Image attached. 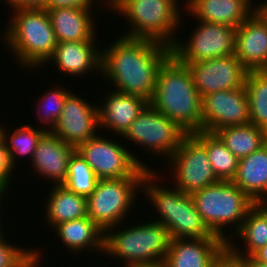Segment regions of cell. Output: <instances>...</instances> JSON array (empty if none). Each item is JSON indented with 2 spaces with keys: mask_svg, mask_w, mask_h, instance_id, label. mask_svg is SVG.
<instances>
[{
  "mask_svg": "<svg viewBox=\"0 0 267 267\" xmlns=\"http://www.w3.org/2000/svg\"><path fill=\"white\" fill-rule=\"evenodd\" d=\"M172 166L173 186L186 194H192L219 180L209 162L206 148L192 135L187 134L179 148L168 158ZM174 168V169H173Z\"/></svg>",
  "mask_w": 267,
  "mask_h": 267,
  "instance_id": "obj_12",
  "label": "cell"
},
{
  "mask_svg": "<svg viewBox=\"0 0 267 267\" xmlns=\"http://www.w3.org/2000/svg\"><path fill=\"white\" fill-rule=\"evenodd\" d=\"M2 201H3V200H2V198H1V199H0V206L2 205V204H1ZM0 208H1V210H3V209H2V206H1ZM1 210H0V211H1ZM0 213H1V212H0ZM1 217H2V215L0 214V237L5 233V232L2 231V229H4V228H2V222H1V221H3V220H1Z\"/></svg>",
  "mask_w": 267,
  "mask_h": 267,
  "instance_id": "obj_43",
  "label": "cell"
},
{
  "mask_svg": "<svg viewBox=\"0 0 267 267\" xmlns=\"http://www.w3.org/2000/svg\"><path fill=\"white\" fill-rule=\"evenodd\" d=\"M47 131L44 128L31 127V125H24L22 127L15 128L14 131L8 132L5 127L2 132V140L5 142L8 149L11 164L16 166L17 156H30L32 161L35 150L37 148V143L41 136ZM12 133V134H11Z\"/></svg>",
  "mask_w": 267,
  "mask_h": 267,
  "instance_id": "obj_30",
  "label": "cell"
},
{
  "mask_svg": "<svg viewBox=\"0 0 267 267\" xmlns=\"http://www.w3.org/2000/svg\"><path fill=\"white\" fill-rule=\"evenodd\" d=\"M235 235L237 237L236 240L241 239L242 243L245 242L243 244L244 247L239 248L237 244H234L235 239L233 243L229 239L226 244L227 249L240 258L252 256L257 250L267 244V213L256 204L249 211Z\"/></svg>",
  "mask_w": 267,
  "mask_h": 267,
  "instance_id": "obj_26",
  "label": "cell"
},
{
  "mask_svg": "<svg viewBox=\"0 0 267 267\" xmlns=\"http://www.w3.org/2000/svg\"><path fill=\"white\" fill-rule=\"evenodd\" d=\"M234 55L248 71L267 70V21L257 10L236 28Z\"/></svg>",
  "mask_w": 267,
  "mask_h": 267,
  "instance_id": "obj_16",
  "label": "cell"
},
{
  "mask_svg": "<svg viewBox=\"0 0 267 267\" xmlns=\"http://www.w3.org/2000/svg\"><path fill=\"white\" fill-rule=\"evenodd\" d=\"M107 138L98 134L76 147L99 179L144 177L148 170H153L133 154L136 150L131 153L124 143Z\"/></svg>",
  "mask_w": 267,
  "mask_h": 267,
  "instance_id": "obj_9",
  "label": "cell"
},
{
  "mask_svg": "<svg viewBox=\"0 0 267 267\" xmlns=\"http://www.w3.org/2000/svg\"><path fill=\"white\" fill-rule=\"evenodd\" d=\"M246 267H267L266 263L257 261L253 256L242 258Z\"/></svg>",
  "mask_w": 267,
  "mask_h": 267,
  "instance_id": "obj_39",
  "label": "cell"
},
{
  "mask_svg": "<svg viewBox=\"0 0 267 267\" xmlns=\"http://www.w3.org/2000/svg\"><path fill=\"white\" fill-rule=\"evenodd\" d=\"M211 267H246L242 258L232 254L227 248L213 262Z\"/></svg>",
  "mask_w": 267,
  "mask_h": 267,
  "instance_id": "obj_35",
  "label": "cell"
},
{
  "mask_svg": "<svg viewBox=\"0 0 267 267\" xmlns=\"http://www.w3.org/2000/svg\"><path fill=\"white\" fill-rule=\"evenodd\" d=\"M192 135L206 148L216 178L219 181H232L237 172L239 159L214 133L197 131Z\"/></svg>",
  "mask_w": 267,
  "mask_h": 267,
  "instance_id": "obj_28",
  "label": "cell"
},
{
  "mask_svg": "<svg viewBox=\"0 0 267 267\" xmlns=\"http://www.w3.org/2000/svg\"><path fill=\"white\" fill-rule=\"evenodd\" d=\"M46 0H8L6 5H9L12 10L18 9H44Z\"/></svg>",
  "mask_w": 267,
  "mask_h": 267,
  "instance_id": "obj_37",
  "label": "cell"
},
{
  "mask_svg": "<svg viewBox=\"0 0 267 267\" xmlns=\"http://www.w3.org/2000/svg\"><path fill=\"white\" fill-rule=\"evenodd\" d=\"M4 235L0 237V267H39L43 254L40 249H23L8 243Z\"/></svg>",
  "mask_w": 267,
  "mask_h": 267,
  "instance_id": "obj_32",
  "label": "cell"
},
{
  "mask_svg": "<svg viewBox=\"0 0 267 267\" xmlns=\"http://www.w3.org/2000/svg\"><path fill=\"white\" fill-rule=\"evenodd\" d=\"M267 213V201L257 203Z\"/></svg>",
  "mask_w": 267,
  "mask_h": 267,
  "instance_id": "obj_44",
  "label": "cell"
},
{
  "mask_svg": "<svg viewBox=\"0 0 267 267\" xmlns=\"http://www.w3.org/2000/svg\"><path fill=\"white\" fill-rule=\"evenodd\" d=\"M5 195V196H4ZM6 195L8 194H5L1 189H0V199L3 198V197H7Z\"/></svg>",
  "mask_w": 267,
  "mask_h": 267,
  "instance_id": "obj_45",
  "label": "cell"
},
{
  "mask_svg": "<svg viewBox=\"0 0 267 267\" xmlns=\"http://www.w3.org/2000/svg\"><path fill=\"white\" fill-rule=\"evenodd\" d=\"M45 201L44 218L52 229L58 224L87 217V197L70 191L64 185H53Z\"/></svg>",
  "mask_w": 267,
  "mask_h": 267,
  "instance_id": "obj_25",
  "label": "cell"
},
{
  "mask_svg": "<svg viewBox=\"0 0 267 267\" xmlns=\"http://www.w3.org/2000/svg\"><path fill=\"white\" fill-rule=\"evenodd\" d=\"M149 104L187 134L202 131V97L187 65L172 54L160 66Z\"/></svg>",
  "mask_w": 267,
  "mask_h": 267,
  "instance_id": "obj_2",
  "label": "cell"
},
{
  "mask_svg": "<svg viewBox=\"0 0 267 267\" xmlns=\"http://www.w3.org/2000/svg\"><path fill=\"white\" fill-rule=\"evenodd\" d=\"M110 91L105 94L106 98L103 97L102 106L98 105L99 128L109 129L112 134L115 132L122 137L149 101L137 95Z\"/></svg>",
  "mask_w": 267,
  "mask_h": 267,
  "instance_id": "obj_19",
  "label": "cell"
},
{
  "mask_svg": "<svg viewBox=\"0 0 267 267\" xmlns=\"http://www.w3.org/2000/svg\"><path fill=\"white\" fill-rule=\"evenodd\" d=\"M98 128V104L89 103L71 92L51 132L76 148L80 143L95 137Z\"/></svg>",
  "mask_w": 267,
  "mask_h": 267,
  "instance_id": "obj_15",
  "label": "cell"
},
{
  "mask_svg": "<svg viewBox=\"0 0 267 267\" xmlns=\"http://www.w3.org/2000/svg\"><path fill=\"white\" fill-rule=\"evenodd\" d=\"M12 17L4 28L1 39L5 46L13 52L14 58L20 67L26 70L48 64L52 57L57 40L51 20L45 9H18L12 10ZM12 19V20H10ZM32 67V68H31Z\"/></svg>",
  "mask_w": 267,
  "mask_h": 267,
  "instance_id": "obj_3",
  "label": "cell"
},
{
  "mask_svg": "<svg viewBox=\"0 0 267 267\" xmlns=\"http://www.w3.org/2000/svg\"><path fill=\"white\" fill-rule=\"evenodd\" d=\"M198 21L186 41L178 38L171 47V54L180 63H196L234 55L236 28L211 22ZM199 25V26H198Z\"/></svg>",
  "mask_w": 267,
  "mask_h": 267,
  "instance_id": "obj_11",
  "label": "cell"
},
{
  "mask_svg": "<svg viewBox=\"0 0 267 267\" xmlns=\"http://www.w3.org/2000/svg\"><path fill=\"white\" fill-rule=\"evenodd\" d=\"M122 226L105 232L103 254L121 259L124 267L165 260L171 237L163 224L149 220L129 228Z\"/></svg>",
  "mask_w": 267,
  "mask_h": 267,
  "instance_id": "obj_6",
  "label": "cell"
},
{
  "mask_svg": "<svg viewBox=\"0 0 267 267\" xmlns=\"http://www.w3.org/2000/svg\"><path fill=\"white\" fill-rule=\"evenodd\" d=\"M99 178L86 163V161L75 151L69 160L68 174L62 184L76 194L88 197L95 190Z\"/></svg>",
  "mask_w": 267,
  "mask_h": 267,
  "instance_id": "obj_31",
  "label": "cell"
},
{
  "mask_svg": "<svg viewBox=\"0 0 267 267\" xmlns=\"http://www.w3.org/2000/svg\"><path fill=\"white\" fill-rule=\"evenodd\" d=\"M185 11L202 22L239 27L255 10L252 0H185ZM253 8H252V6ZM188 10V11H187Z\"/></svg>",
  "mask_w": 267,
  "mask_h": 267,
  "instance_id": "obj_21",
  "label": "cell"
},
{
  "mask_svg": "<svg viewBox=\"0 0 267 267\" xmlns=\"http://www.w3.org/2000/svg\"><path fill=\"white\" fill-rule=\"evenodd\" d=\"M187 133L170 118L148 104L122 135L134 144L150 150L156 157L168 159ZM158 155V156H157ZM161 155V156H159Z\"/></svg>",
  "mask_w": 267,
  "mask_h": 267,
  "instance_id": "obj_10",
  "label": "cell"
},
{
  "mask_svg": "<svg viewBox=\"0 0 267 267\" xmlns=\"http://www.w3.org/2000/svg\"><path fill=\"white\" fill-rule=\"evenodd\" d=\"M45 92L46 94L39 98V100H41L40 103L36 105V107L39 105L37 109L39 113L38 115L40 116V121H42L43 124L45 123L46 125H48V127L45 126V129L47 128V131H51L60 117L66 97L72 91L67 90V88L65 87L59 85L57 86L56 84V87L53 86L52 89H49V91Z\"/></svg>",
  "mask_w": 267,
  "mask_h": 267,
  "instance_id": "obj_33",
  "label": "cell"
},
{
  "mask_svg": "<svg viewBox=\"0 0 267 267\" xmlns=\"http://www.w3.org/2000/svg\"><path fill=\"white\" fill-rule=\"evenodd\" d=\"M257 261L267 264V244L252 255Z\"/></svg>",
  "mask_w": 267,
  "mask_h": 267,
  "instance_id": "obj_38",
  "label": "cell"
},
{
  "mask_svg": "<svg viewBox=\"0 0 267 267\" xmlns=\"http://www.w3.org/2000/svg\"><path fill=\"white\" fill-rule=\"evenodd\" d=\"M183 64L188 66L202 98L213 92L244 87L248 72L235 55Z\"/></svg>",
  "mask_w": 267,
  "mask_h": 267,
  "instance_id": "obj_14",
  "label": "cell"
},
{
  "mask_svg": "<svg viewBox=\"0 0 267 267\" xmlns=\"http://www.w3.org/2000/svg\"><path fill=\"white\" fill-rule=\"evenodd\" d=\"M3 128H4V126L2 125V122H1V124H0V134H2Z\"/></svg>",
  "mask_w": 267,
  "mask_h": 267,
  "instance_id": "obj_46",
  "label": "cell"
},
{
  "mask_svg": "<svg viewBox=\"0 0 267 267\" xmlns=\"http://www.w3.org/2000/svg\"><path fill=\"white\" fill-rule=\"evenodd\" d=\"M178 4V0H120L111 11L126 17L130 23L123 36L149 39L172 47L177 40L176 31L183 26Z\"/></svg>",
  "mask_w": 267,
  "mask_h": 267,
  "instance_id": "obj_5",
  "label": "cell"
},
{
  "mask_svg": "<svg viewBox=\"0 0 267 267\" xmlns=\"http://www.w3.org/2000/svg\"><path fill=\"white\" fill-rule=\"evenodd\" d=\"M245 90L249 103V120L267 132V70L248 71Z\"/></svg>",
  "mask_w": 267,
  "mask_h": 267,
  "instance_id": "obj_29",
  "label": "cell"
},
{
  "mask_svg": "<svg viewBox=\"0 0 267 267\" xmlns=\"http://www.w3.org/2000/svg\"><path fill=\"white\" fill-rule=\"evenodd\" d=\"M91 10V7L47 9L57 42L97 41L98 31H95L96 19L93 16L97 14Z\"/></svg>",
  "mask_w": 267,
  "mask_h": 267,
  "instance_id": "obj_22",
  "label": "cell"
},
{
  "mask_svg": "<svg viewBox=\"0 0 267 267\" xmlns=\"http://www.w3.org/2000/svg\"><path fill=\"white\" fill-rule=\"evenodd\" d=\"M54 229L73 254L90 249L104 253L105 232L88 216L58 224Z\"/></svg>",
  "mask_w": 267,
  "mask_h": 267,
  "instance_id": "obj_24",
  "label": "cell"
},
{
  "mask_svg": "<svg viewBox=\"0 0 267 267\" xmlns=\"http://www.w3.org/2000/svg\"><path fill=\"white\" fill-rule=\"evenodd\" d=\"M101 49L99 75L113 84L115 91L137 95L150 101L160 66L171 55V47L149 39L123 35Z\"/></svg>",
  "mask_w": 267,
  "mask_h": 267,
  "instance_id": "obj_1",
  "label": "cell"
},
{
  "mask_svg": "<svg viewBox=\"0 0 267 267\" xmlns=\"http://www.w3.org/2000/svg\"><path fill=\"white\" fill-rule=\"evenodd\" d=\"M100 1V0H98ZM97 0H46L44 9H55L59 7H93Z\"/></svg>",
  "mask_w": 267,
  "mask_h": 267,
  "instance_id": "obj_36",
  "label": "cell"
},
{
  "mask_svg": "<svg viewBox=\"0 0 267 267\" xmlns=\"http://www.w3.org/2000/svg\"><path fill=\"white\" fill-rule=\"evenodd\" d=\"M196 210L211 232L228 241L223 229H234V234L256 203L232 181H218L191 194ZM237 223V224H236ZM233 224V225H231ZM231 225V226H230ZM234 227V228H233ZM227 237V238H226Z\"/></svg>",
  "mask_w": 267,
  "mask_h": 267,
  "instance_id": "obj_7",
  "label": "cell"
},
{
  "mask_svg": "<svg viewBox=\"0 0 267 267\" xmlns=\"http://www.w3.org/2000/svg\"><path fill=\"white\" fill-rule=\"evenodd\" d=\"M104 1H106V6H107V8H112L118 1H120V0H102V1H100V2H102L103 4H105V2Z\"/></svg>",
  "mask_w": 267,
  "mask_h": 267,
  "instance_id": "obj_42",
  "label": "cell"
},
{
  "mask_svg": "<svg viewBox=\"0 0 267 267\" xmlns=\"http://www.w3.org/2000/svg\"><path fill=\"white\" fill-rule=\"evenodd\" d=\"M14 166L11 164L10 155L6 144L3 140L0 141V189L6 194L9 191V185L11 184L12 174ZM13 172V173H12Z\"/></svg>",
  "mask_w": 267,
  "mask_h": 267,
  "instance_id": "obj_34",
  "label": "cell"
},
{
  "mask_svg": "<svg viewBox=\"0 0 267 267\" xmlns=\"http://www.w3.org/2000/svg\"><path fill=\"white\" fill-rule=\"evenodd\" d=\"M76 148L62 141L51 131H46L37 143L32 159V168L41 179L54 181L55 185L65 182L69 160ZM37 171V172H36Z\"/></svg>",
  "mask_w": 267,
  "mask_h": 267,
  "instance_id": "obj_17",
  "label": "cell"
},
{
  "mask_svg": "<svg viewBox=\"0 0 267 267\" xmlns=\"http://www.w3.org/2000/svg\"><path fill=\"white\" fill-rule=\"evenodd\" d=\"M214 134L239 160L252 154L267 142V132L250 123L223 127Z\"/></svg>",
  "mask_w": 267,
  "mask_h": 267,
  "instance_id": "obj_27",
  "label": "cell"
},
{
  "mask_svg": "<svg viewBox=\"0 0 267 267\" xmlns=\"http://www.w3.org/2000/svg\"><path fill=\"white\" fill-rule=\"evenodd\" d=\"M158 176L161 177L154 170H148L142 179L143 190L139 191L145 193V198L149 197V202L160 215L153 221L163 224L168 229L171 239L220 238L204 223L202 216L196 210L191 194H186L174 186L169 189L167 186H159L156 181H160Z\"/></svg>",
  "mask_w": 267,
  "mask_h": 267,
  "instance_id": "obj_4",
  "label": "cell"
},
{
  "mask_svg": "<svg viewBox=\"0 0 267 267\" xmlns=\"http://www.w3.org/2000/svg\"><path fill=\"white\" fill-rule=\"evenodd\" d=\"M143 177L99 179L95 190L87 197V216L104 232L126 223L141 190ZM136 198V199H135Z\"/></svg>",
  "mask_w": 267,
  "mask_h": 267,
  "instance_id": "obj_8",
  "label": "cell"
},
{
  "mask_svg": "<svg viewBox=\"0 0 267 267\" xmlns=\"http://www.w3.org/2000/svg\"><path fill=\"white\" fill-rule=\"evenodd\" d=\"M259 5V6H258ZM256 10L266 19L267 21V0L264 2L256 4Z\"/></svg>",
  "mask_w": 267,
  "mask_h": 267,
  "instance_id": "obj_41",
  "label": "cell"
},
{
  "mask_svg": "<svg viewBox=\"0 0 267 267\" xmlns=\"http://www.w3.org/2000/svg\"><path fill=\"white\" fill-rule=\"evenodd\" d=\"M97 41H68L57 43L52 57L48 61L67 76L101 72V50ZM98 46V47H97ZM89 71V72H88Z\"/></svg>",
  "mask_w": 267,
  "mask_h": 267,
  "instance_id": "obj_20",
  "label": "cell"
},
{
  "mask_svg": "<svg viewBox=\"0 0 267 267\" xmlns=\"http://www.w3.org/2000/svg\"><path fill=\"white\" fill-rule=\"evenodd\" d=\"M232 182L256 204L267 201V142L239 160Z\"/></svg>",
  "mask_w": 267,
  "mask_h": 267,
  "instance_id": "obj_23",
  "label": "cell"
},
{
  "mask_svg": "<svg viewBox=\"0 0 267 267\" xmlns=\"http://www.w3.org/2000/svg\"><path fill=\"white\" fill-rule=\"evenodd\" d=\"M226 244L221 238L171 239L164 262L167 267H211Z\"/></svg>",
  "mask_w": 267,
  "mask_h": 267,
  "instance_id": "obj_18",
  "label": "cell"
},
{
  "mask_svg": "<svg viewBox=\"0 0 267 267\" xmlns=\"http://www.w3.org/2000/svg\"><path fill=\"white\" fill-rule=\"evenodd\" d=\"M249 123L245 87L213 92L202 98V131L214 133L223 127Z\"/></svg>",
  "mask_w": 267,
  "mask_h": 267,
  "instance_id": "obj_13",
  "label": "cell"
},
{
  "mask_svg": "<svg viewBox=\"0 0 267 267\" xmlns=\"http://www.w3.org/2000/svg\"><path fill=\"white\" fill-rule=\"evenodd\" d=\"M127 267H167L164 261H157L152 263L134 264Z\"/></svg>",
  "mask_w": 267,
  "mask_h": 267,
  "instance_id": "obj_40",
  "label": "cell"
}]
</instances>
